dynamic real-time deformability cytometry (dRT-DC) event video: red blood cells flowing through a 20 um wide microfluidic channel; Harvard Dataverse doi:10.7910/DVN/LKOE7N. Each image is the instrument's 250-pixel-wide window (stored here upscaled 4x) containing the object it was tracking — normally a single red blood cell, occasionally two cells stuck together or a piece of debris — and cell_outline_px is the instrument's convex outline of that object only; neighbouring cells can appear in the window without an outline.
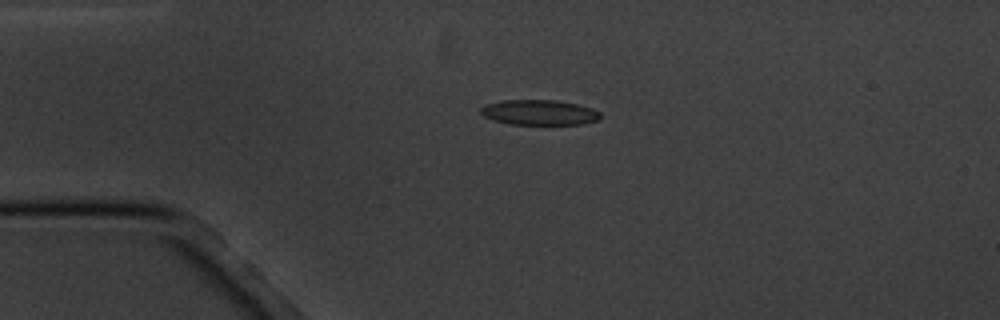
{"species": "common noctule bat (a hibernating species)", "species_latin": "Nyctalus noctula", "temperature_condition": "cold", "stored_images_in_passage": 5, "camera_frame_rate_fps": 3000, "um_per_image_px": 0.085, "animal": {"sex": "male", "body_mass_g": 20.1, "forearm_length_mm": 53.5}, "frame": {"image": 1, "passage_image": 4, "time_ms": 3.667, "image_size_px": [1000, 320], "cell_outline_px": [[600, 116], [596, 120], [584, 124], [508, 124], [492, 120], [484, 116], [480, 112], [480, 108], [484, 104], [504, 100], [556, 100], [576, 104], [592, 108], [600, 112]], "centroid_in_image_um": [45.79, 9.55], "position_along_channel_um": 39.2, "area_um2": 17.57}}